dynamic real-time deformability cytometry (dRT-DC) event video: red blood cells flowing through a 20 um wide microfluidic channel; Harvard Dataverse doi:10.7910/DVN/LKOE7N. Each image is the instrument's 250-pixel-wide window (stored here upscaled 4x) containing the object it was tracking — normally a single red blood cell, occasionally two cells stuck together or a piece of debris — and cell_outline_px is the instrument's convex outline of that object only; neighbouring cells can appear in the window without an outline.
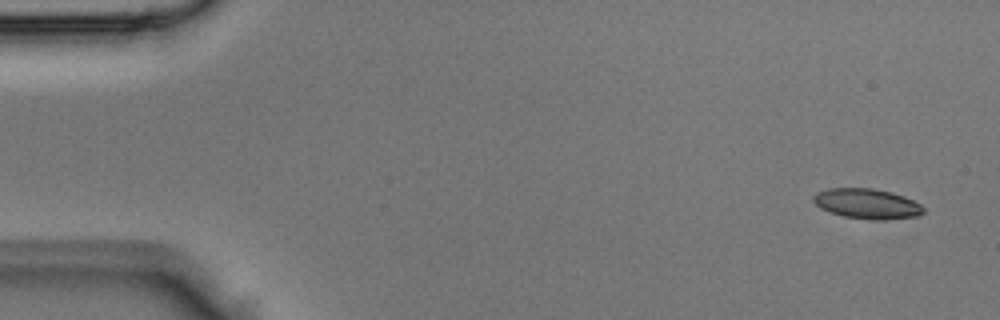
{"species": "Egyptian fruit bat (a non-hibernating species)", "species_latin": "Rousettus aegyptiacus", "temperature_condition": "room temperature", "stored_images_in_passage": 3, "camera_frame_rate_fps": 3000, "um_per_image_px": 0.085, "animal": {"sex": "male"}, "frame": {"image": 1, "passage_image": 1, "time_ms": 0.0, "image_size_px": [1000, 320], "cell_outline_px": [[924, 212], [916, 216], [884, 220], [876, 220], [844, 216], [828, 212], [820, 208], [812, 200], [812, 196], [816, 192], [828, 188], [872, 188], [892, 192], [904, 196], [920, 204], [924, 208]], "centroid_in_image_um": [73.67, 17.31], "position_along_channel_um": 11.3, "area_um2": 19.36}}